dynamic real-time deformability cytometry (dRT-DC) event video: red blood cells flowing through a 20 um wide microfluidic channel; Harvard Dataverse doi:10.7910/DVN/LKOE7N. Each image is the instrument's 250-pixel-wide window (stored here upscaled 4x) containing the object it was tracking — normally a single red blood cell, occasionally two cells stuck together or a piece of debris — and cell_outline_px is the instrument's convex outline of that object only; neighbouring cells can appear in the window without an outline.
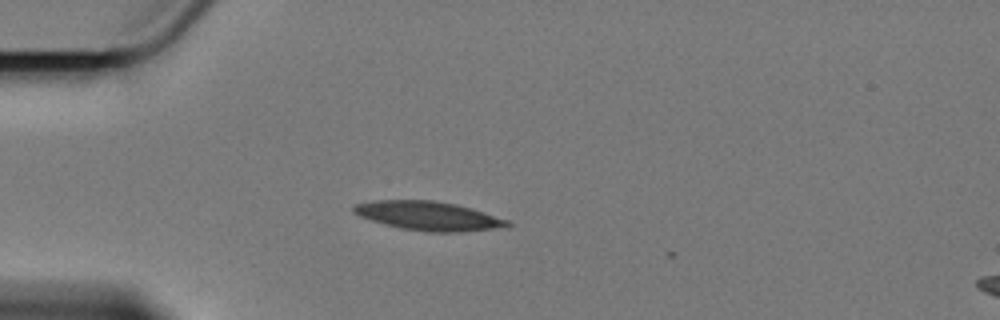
{"species": "Egyptian fruit bat (a non-hibernating species)", "species_latin": "Rousettus aegyptiacus", "temperature_condition": "cold", "stored_images_in_passage": 4, "camera_frame_rate_fps": 3000, "um_per_image_px": 0.085, "animal": {"sex": "female"}, "frame": {"image": 1, "passage_image": 3, "time_ms": 2.333, "image_size_px": [1000, 320], "cell_outline_px": [[512, 224], [508, 228], [460, 232], [428, 232], [400, 228], [372, 220], [360, 216], [352, 212], [352, 208], [356, 204], [372, 200], [432, 200], [456, 204], [472, 208], [508, 220]], "centroid_in_image_um": [36.47, 18.36], "position_along_channel_um": 48.5, "area_um2": 26.13}}